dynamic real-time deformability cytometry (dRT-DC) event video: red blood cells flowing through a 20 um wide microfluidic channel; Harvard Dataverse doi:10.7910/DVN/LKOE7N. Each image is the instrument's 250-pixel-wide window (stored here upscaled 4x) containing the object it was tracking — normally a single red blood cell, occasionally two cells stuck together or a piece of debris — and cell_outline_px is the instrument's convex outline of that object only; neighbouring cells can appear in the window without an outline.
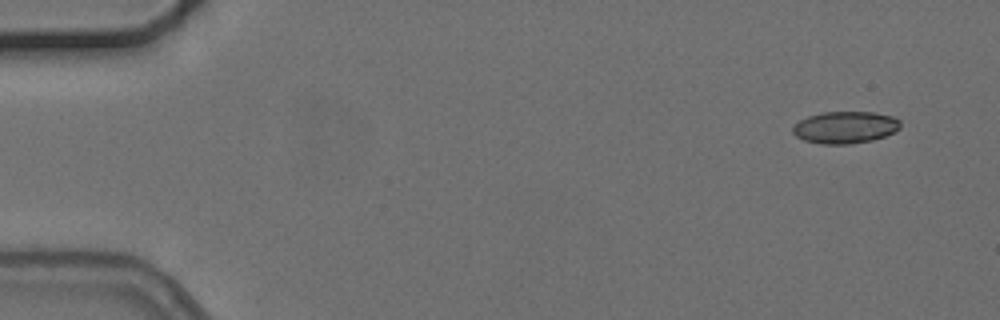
{"species": "common noctule bat (a hibernating species)", "species_latin": "Nyctalus noctula", "temperature_condition": "cold", "stored_images_in_passage": 8, "camera_frame_rate_fps": 3000, "um_per_image_px": 0.085, "animal": {"sex": "female", "body_mass_g": 24.6, "forearm_length_mm": 56.2}, "frame": {"image": 1, "passage_image": 1, "time_ms": 0.0, "image_size_px": [1000, 320], "cell_outline_px": [[900, 128], [896, 132], [872, 140], [848, 144], [820, 144], [804, 140], [796, 136], [792, 132], [792, 128], [800, 120], [808, 116], [824, 112], [872, 112], [892, 116], [900, 120]], "centroid_in_image_um": [71.85, 10.83], "position_along_channel_um": 13.2, "area_um2": 20.06}}
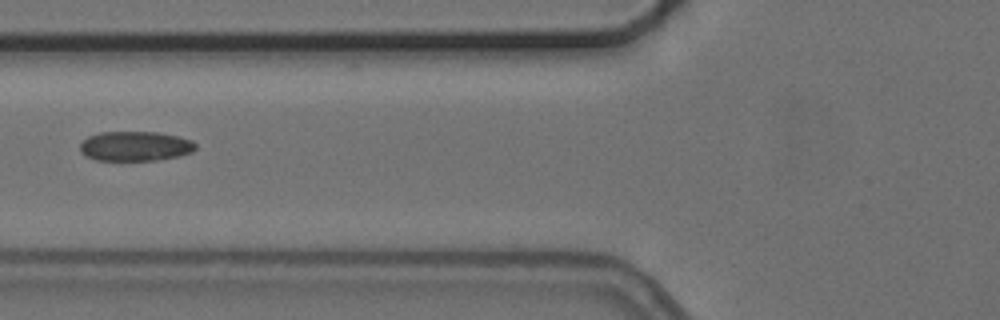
{"frame": {"image": 2, "passage_image": 6, "time_ms": 6.0, "image_size_px": [1000, 320], "cell_outline_px": [[196, 148], [192, 152], [180, 156], [156, 160], [96, 160], [84, 156], [80, 152], [80, 144], [88, 136], [100, 132], [156, 132], [176, 136], [192, 140], [196, 144]], "centroid_in_image_um": [11.48, 12.43], "position_along_channel_um": 114.3, "area_um2": 20.06}}
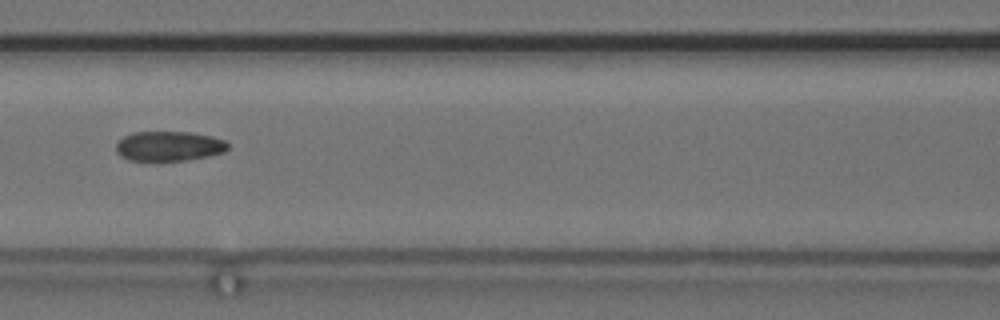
{"frame": {"image": 3, "passage_image": 7, "time_ms": 7.0, "image_size_px": [1000, 320], "cell_outline_px": [[228, 148], [224, 152], [208, 156], [184, 160], [152, 164], [128, 160], [120, 156], [116, 152], [116, 144], [124, 136], [132, 132], [188, 132], [212, 136], [224, 140], [228, 144]], "centroid_in_image_um": [14.3, 12.47], "position_along_channel_um": 152.3, "area_um2": 20.11}}